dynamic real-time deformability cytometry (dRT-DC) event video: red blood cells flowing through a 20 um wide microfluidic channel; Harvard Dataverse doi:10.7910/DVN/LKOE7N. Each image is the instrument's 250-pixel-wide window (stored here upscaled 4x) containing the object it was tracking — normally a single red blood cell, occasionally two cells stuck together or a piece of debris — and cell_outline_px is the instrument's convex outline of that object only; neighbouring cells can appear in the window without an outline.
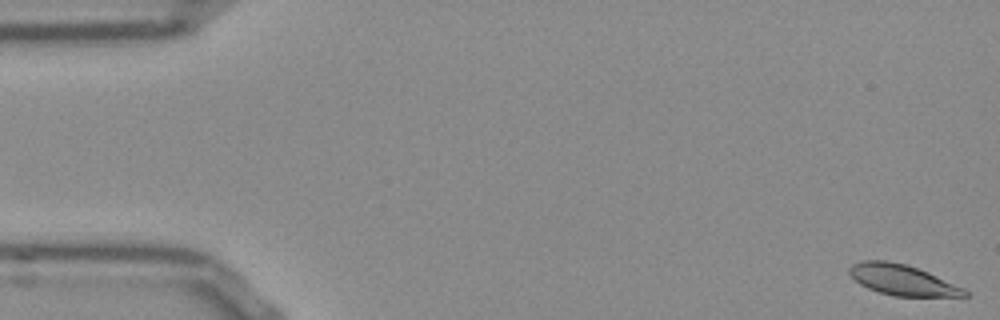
{"species": "Egyptian fruit bat (a non-hibernating species)", "species_latin": "Rousettus aegyptiacus", "temperature_condition": "room temperature", "stored_images_in_passage": 54, "segment_of_instrument_passage": [1, 2], "camera_frame_rate_fps": 3000, "um_per_image_px": 0.085, "frame": {"image": 1, "passage_image": 1, "time_ms": 0.0, "image_size_px": [1000, 320], "cell_outline_px": [[968, 296], [892, 296], [868, 288], [860, 284], [848, 272], [848, 268], [852, 264], [860, 260], [884, 260], [904, 264], [928, 272], [964, 288], [968, 292]], "centroid_in_image_um": [76.67, 23.79], "position_along_channel_um": 8.3, "area_um2": 20.35}}
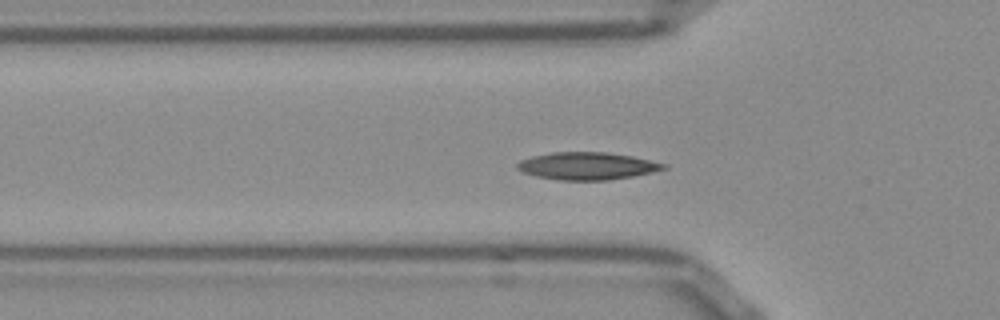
{"frame": {"image": 2, "passage_image": 17, "time_ms": 5.333, "image_size_px": [1000, 320], "cell_outline_px": [[668, 168], [652, 172], [632, 176], [608, 180], [560, 180], [536, 176], [524, 172], [516, 168], [516, 164], [520, 160], [532, 156], [552, 152], [608, 152], [632, 156], [668, 164]], "centroid_in_image_um": [49.92, 14.1], "position_along_channel_um": 75.9, "area_um2": 23.41}}
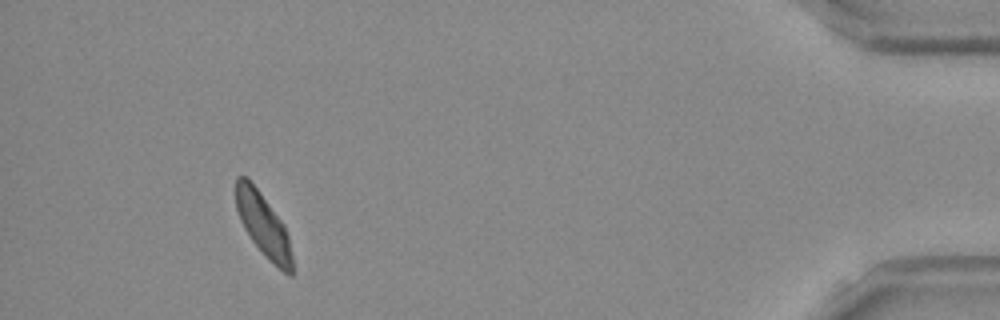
{"frame": {"image": 3, "passage_image": 49, "time_ms": 16.0, "image_size_px": [1000, 320], "cell_outline_px": [[292, 276], [288, 276], [252, 240], [244, 228], [240, 220], [236, 208], [236, 176], [248, 176], [284, 224], [288, 236], [292, 256]], "centroid_in_image_um": [22.36, 19.04], "position_along_channel_um": 412.8, "area_um2": 20.23}}